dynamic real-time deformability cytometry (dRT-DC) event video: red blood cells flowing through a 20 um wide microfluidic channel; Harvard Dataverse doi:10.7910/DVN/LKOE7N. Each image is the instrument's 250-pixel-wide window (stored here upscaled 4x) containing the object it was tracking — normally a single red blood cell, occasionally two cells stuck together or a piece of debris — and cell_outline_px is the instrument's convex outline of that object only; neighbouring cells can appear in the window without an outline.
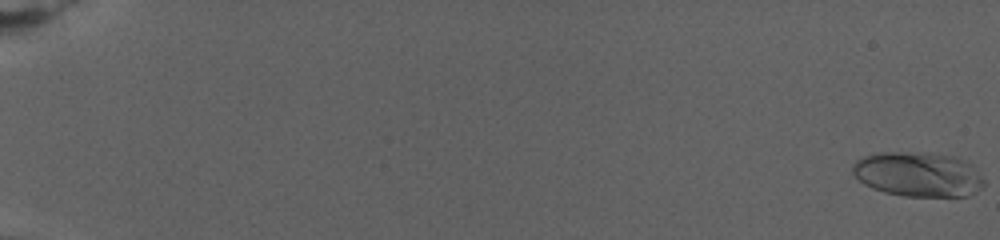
{"species": "human", "species_latin": "Homo sapiens", "temperature_condition": "warm", "stored_images_in_passage": 93, "camera_frame_rate_fps": 3000, "um_per_image_px": 0.085, "donor": {"sex": "female"}, "frame": {"image": 1, "passage_image": 1, "time_ms": 0.0, "image_size_px": [1000, 240], "cell_outline_px": [[984, 184], [976, 192], [968, 196], [904, 196], [884, 192], [872, 188], [864, 184], [852, 172], [852, 168], [856, 160], [864, 156], [880, 152], [896, 152], [956, 156], [972, 164], [984, 180]], "centroid_in_image_um": [78.05, 14.83], "position_along_channel_um": 7.0, "area_um2": 33.99}}
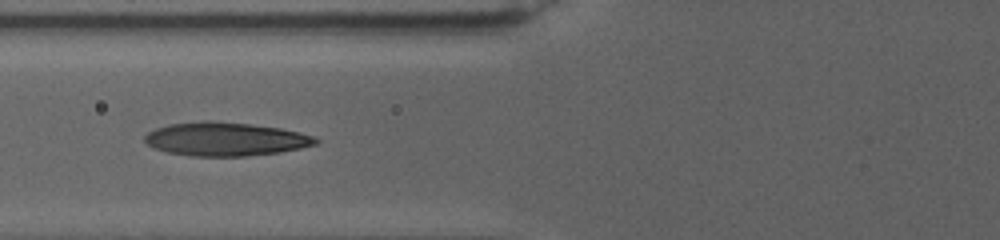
{"frame": {"image": 2, "passage_image": 48, "time_ms": 12.0, "image_size_px": [1000, 240], "cell_outline_px": [[320, 140], [316, 144], [300, 148], [280, 152], [244, 156], [192, 156], [168, 152], [152, 148], [144, 140], [144, 136], [148, 132], [156, 128], [172, 124], [204, 120], [208, 120], [248, 124], [280, 128], [312, 136]], "centroid_in_image_um": [19.13, 11.82], "position_along_channel_um": 106.7, "area_um2": 33.18}}
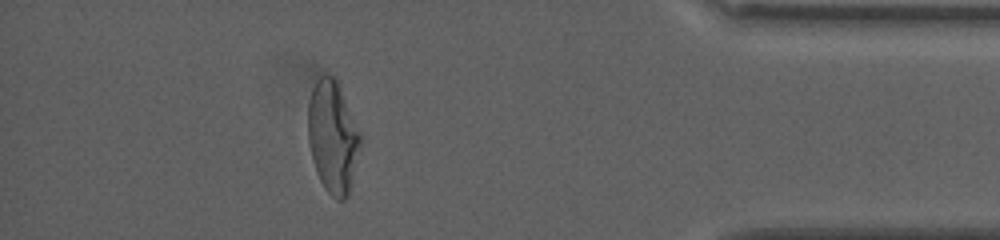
{"frame": {"image": 3, "passage_image": 78, "time_ms": 24.667, "image_size_px": [1000, 240], "cell_outline_px": [[360, 144], [348, 196], [344, 200], [336, 200], [324, 188], [316, 172], [312, 160], [308, 140], [308, 104], [312, 88], [316, 80], [320, 76], [336, 76], [360, 132]], "centroid_in_image_um": [28.26, 11.62], "position_along_channel_um": 406.9, "area_um2": 34.1}, "authors_computed_cell_mechanics": {"area_um2": 32.3102, "velocity_mm_per_s": 2.6396, "shape_relaxation_time_tau1_ms": 6.7187, "shape_relaxation_time_tau2_ms": 1.0621, "deformation_change_tau1": 0.2368, "deformation_change_tau2": 0.0887}}